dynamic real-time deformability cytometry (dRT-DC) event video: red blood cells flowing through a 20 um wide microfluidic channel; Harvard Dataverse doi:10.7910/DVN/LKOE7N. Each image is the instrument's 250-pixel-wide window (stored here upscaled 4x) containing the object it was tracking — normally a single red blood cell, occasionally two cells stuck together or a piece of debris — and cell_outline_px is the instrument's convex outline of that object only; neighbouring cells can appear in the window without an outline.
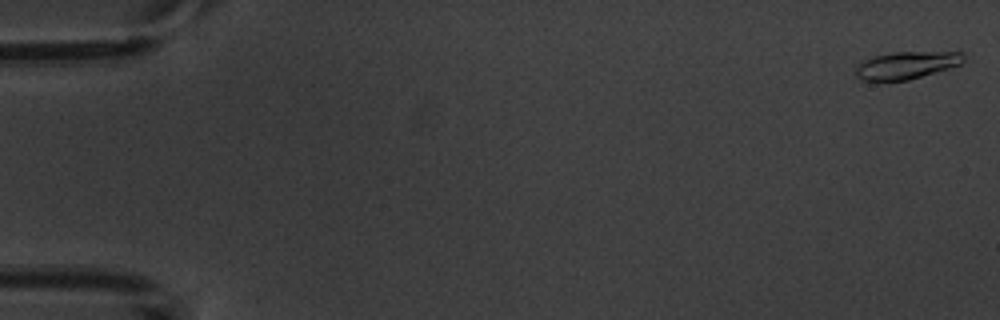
{"species": "common noctule bat (a hibernating species)", "species_latin": "Nyctalus noctula", "temperature_condition": "warm", "stored_images_in_passage": 3, "camera_frame_rate_fps": 3000, "um_per_image_px": 0.085, "animal": {"sex": "male", "body_mass_g": 20.1, "forearm_length_mm": 53.5}, "frame": {"image": 1, "passage_image": 1, "time_ms": 0.0, "image_size_px": [1000, 320], "cell_outline_px": [[964, 60], [960, 64], [948, 68], [908, 80], [860, 80], [852, 72], [856, 64], [872, 56], [892, 52], [964, 52]], "centroid_in_image_um": [76.97, 5.53], "position_along_channel_um": 8.0, "area_um2": 17.28}}